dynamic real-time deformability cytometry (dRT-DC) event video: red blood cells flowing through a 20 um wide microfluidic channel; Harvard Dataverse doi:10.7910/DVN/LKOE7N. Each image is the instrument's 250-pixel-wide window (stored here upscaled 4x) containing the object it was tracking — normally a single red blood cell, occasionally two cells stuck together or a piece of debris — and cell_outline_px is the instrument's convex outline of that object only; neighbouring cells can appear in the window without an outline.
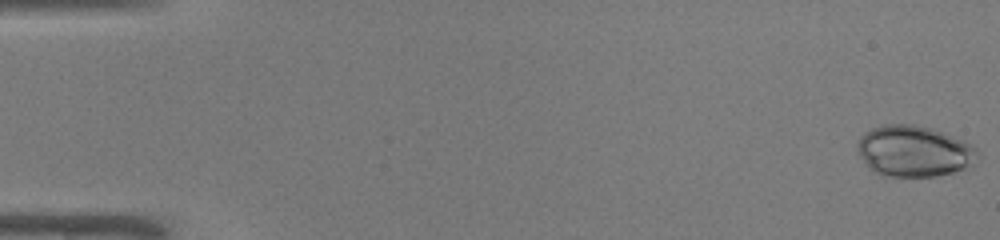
{"species": "common noctule bat (a hibernating species)", "species_latin": "Nyctalus noctula", "temperature_condition": "warm", "stored_images_in_passage": 50, "camera_frame_rate_fps": 3000, "um_per_image_px": 0.085, "animal": {"sex": "male", "body_mass_g": 19.0, "forearm_length_mm": 50.8}, "frame": {"image": 1, "passage_image": 1, "time_ms": 0.0, "image_size_px": [1000, 240], "cell_outline_px": [[976, 152], [972, 164], [964, 168], [952, 172], [936, 176], [884, 176], [868, 168], [860, 156], [856, 148], [860, 136], [864, 132], [872, 128], [884, 124], [912, 124], [932, 128], [944, 132], [972, 144], [976, 148]], "centroid_in_image_um": [77.64, 12.83], "position_along_channel_um": 7.4, "area_um2": 35.66}}
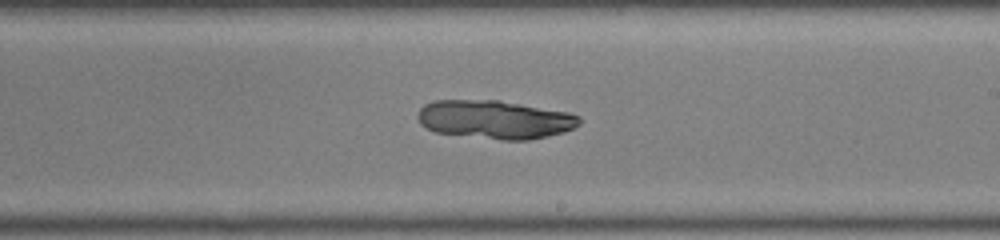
{"frame": {"image": 2, "passage_image": 30, "time_ms": 9.667, "image_size_px": [1000, 240], "cell_outline_px": [[580, 124], [564, 132], [548, 136], [528, 140], [504, 140], [436, 132], [420, 124], [416, 116], [420, 108], [424, 104], [432, 100], [500, 100], [568, 112], [580, 116]], "centroid_in_image_um": [42.05, 10.15], "position_along_channel_um": 246.9, "area_um2": 36.3}}
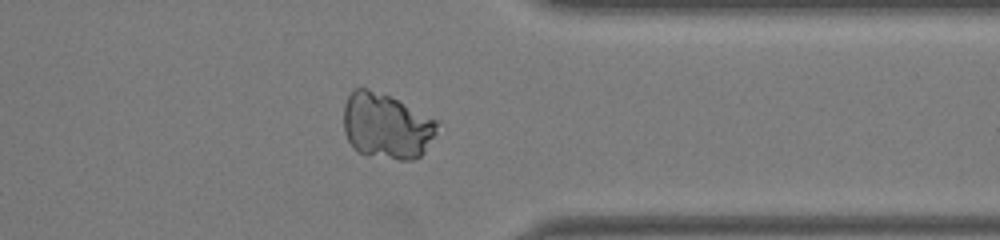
{"frame": {"image": 3, "passage_image": 40, "time_ms": 13.0, "image_size_px": [1000, 240], "cell_outline_px": [[436, 132], [424, 152], [420, 156], [412, 160], [400, 160], [368, 156], [352, 148], [344, 132], [344, 104], [348, 96], [356, 88], [368, 88], [388, 96], [436, 120]], "centroid_in_image_um": [32.8, 10.74], "position_along_channel_um": 378.6, "area_um2": 35.37}}